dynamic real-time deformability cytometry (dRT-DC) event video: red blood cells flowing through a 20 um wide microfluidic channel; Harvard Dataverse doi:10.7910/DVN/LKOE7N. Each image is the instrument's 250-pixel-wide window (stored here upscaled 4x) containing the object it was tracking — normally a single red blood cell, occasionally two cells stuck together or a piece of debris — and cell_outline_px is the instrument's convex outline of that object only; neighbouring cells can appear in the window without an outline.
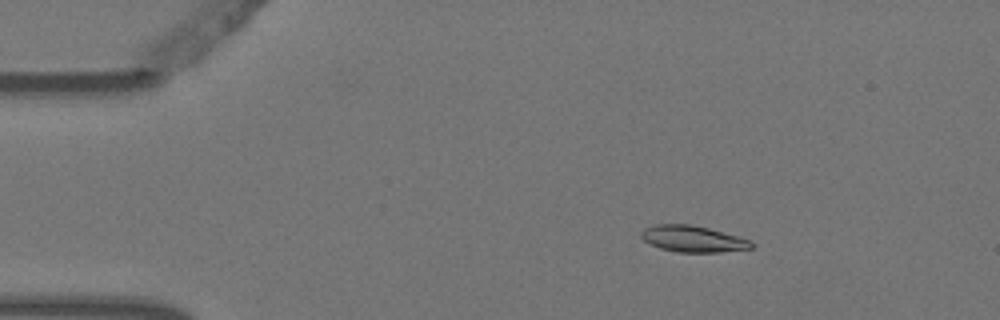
{"species": "Egyptian fruit bat (a non-hibernating species)", "species_latin": "Rousettus aegyptiacus", "temperature_condition": "warm", "stored_images_in_passage": 4, "camera_frame_rate_fps": 3000, "um_per_image_px": 0.085, "animal": {"sex": "female"}, "frame": {"image": 1, "passage_image": 2, "time_ms": 0.333, "image_size_px": [1000, 320], "cell_outline_px": [[756, 244], [752, 248], [720, 252], [676, 252], [660, 248], [644, 240], [640, 236], [640, 232], [644, 228], [656, 224], [692, 224], [708, 228], [752, 240]], "centroid_in_image_um": [58.91, 20.3], "position_along_channel_um": 26.1, "area_um2": 16.99}}